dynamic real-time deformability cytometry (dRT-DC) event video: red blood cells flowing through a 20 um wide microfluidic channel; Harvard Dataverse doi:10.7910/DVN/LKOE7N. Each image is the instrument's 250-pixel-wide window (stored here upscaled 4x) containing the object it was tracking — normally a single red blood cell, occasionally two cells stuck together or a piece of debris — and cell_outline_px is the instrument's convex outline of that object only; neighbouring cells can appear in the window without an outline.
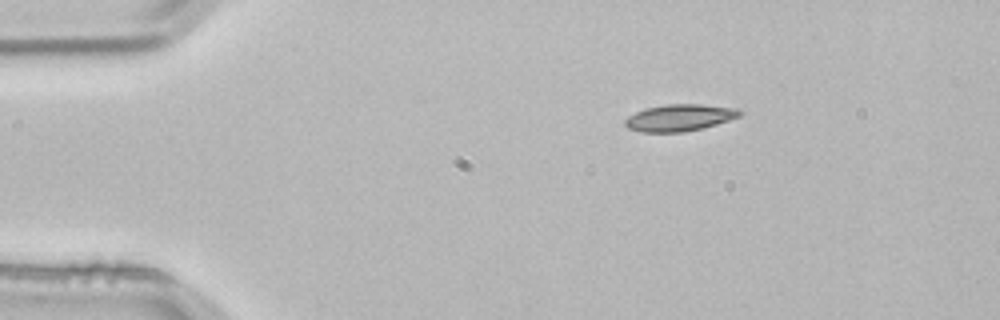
{"species": "common noctule bat (a hibernating species)", "species_latin": "Nyctalus noctula", "temperature_condition": "room temperature", "stored_images_in_passage": 2, "camera_frame_rate_fps": 3000, "um_per_image_px": 0.085, "animal": {"sex": "male", "body_mass_g": 21.5, "forearm_length_mm": 52.0}, "frame": {"image": 1, "passage_image": 1, "time_ms": 0.0, "image_size_px": [1000, 320], "cell_outline_px": [[744, 112], [740, 116], [716, 124], [684, 132], [640, 132], [628, 128], [624, 124], [624, 120], [628, 116], [636, 112], [648, 108], [668, 104], [700, 104], [736, 108]], "centroid_in_image_um": [57.75, 10.0], "position_along_channel_um": 27.2, "area_um2": 17.74}}